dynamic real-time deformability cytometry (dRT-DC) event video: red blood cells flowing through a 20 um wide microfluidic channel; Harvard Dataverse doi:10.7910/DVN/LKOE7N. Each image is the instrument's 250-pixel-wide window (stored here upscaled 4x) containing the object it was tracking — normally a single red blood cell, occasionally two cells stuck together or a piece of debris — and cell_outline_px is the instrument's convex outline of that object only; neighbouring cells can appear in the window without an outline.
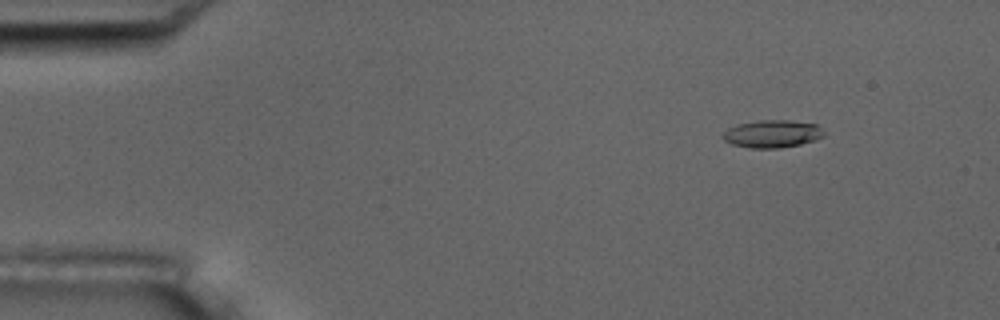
{"species": "common noctule bat (a hibernating species)", "species_latin": "Nyctalus noctula", "temperature_condition": "room temperature", "stored_images_in_passage": 5, "camera_frame_rate_fps": 3000, "um_per_image_px": 0.085, "animal": {"sex": "male", "body_mass_g": 17.5, "forearm_length_mm": 52.3}, "frame": {"image": 1, "passage_image": 5, "time_ms": 5.667, "image_size_px": [1000, 320], "cell_outline_px": [[824, 136], [816, 140], [800, 144], [780, 148], [748, 148], [732, 144], [724, 140], [720, 136], [728, 128], [740, 124], [760, 120], [788, 120], [816, 124], [824, 132]], "centroid_in_image_um": [65.63, 11.38], "position_along_channel_um": 19.4, "area_um2": 16.24}}